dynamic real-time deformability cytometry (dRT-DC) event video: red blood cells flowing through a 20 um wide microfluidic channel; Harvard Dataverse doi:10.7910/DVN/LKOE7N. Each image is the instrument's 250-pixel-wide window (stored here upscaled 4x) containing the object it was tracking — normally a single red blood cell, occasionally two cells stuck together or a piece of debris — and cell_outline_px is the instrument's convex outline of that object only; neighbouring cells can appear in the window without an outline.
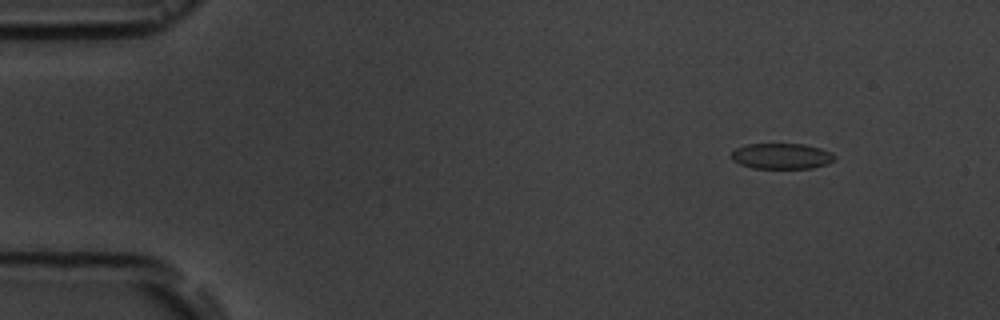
{"species": "common noctule bat (a hibernating species)", "species_latin": "Nyctalus noctula", "temperature_condition": "room temperature", "stored_images_in_passage": 50, "camera_frame_rate_fps": 3000, "um_per_image_px": 0.085, "animal": {"sex": "male", "body_mass_g": 19.5, "forearm_length_mm": 54.6}, "frame": {"image": 1, "passage_image": 1, "time_ms": 0.0, "image_size_px": [1000, 320], "cell_outline_px": [[836, 160], [828, 164], [812, 168], [752, 168], [740, 164], [732, 160], [732, 152], [736, 148], [744, 144], [804, 144], [820, 148], [832, 152], [836, 156]], "centroid_in_image_um": [66.47, 13.27], "position_along_channel_um": 18.5, "area_um2": 15.61}}
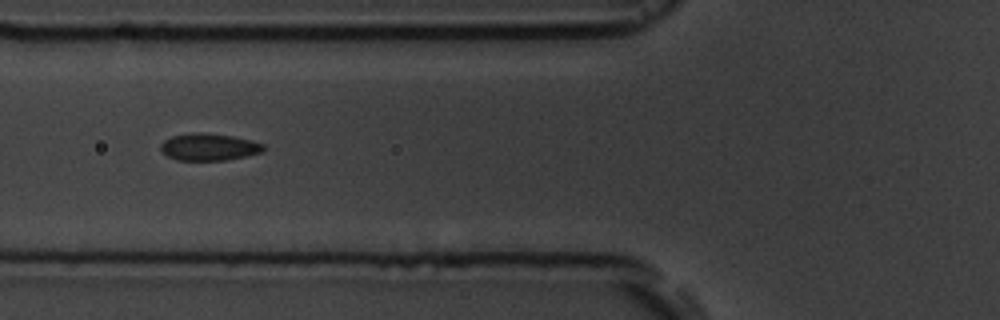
{"frame": {"image": 2, "passage_image": 16, "time_ms": 5.0, "image_size_px": [1000, 320], "cell_outline_px": [[264, 152], [248, 156], [228, 160], [176, 160], [168, 156], [160, 148], [160, 144], [164, 140], [172, 136], [192, 132], [208, 132], [232, 136], [252, 140], [264, 144]], "centroid_in_image_um": [17.79, 12.48], "position_along_channel_um": 108.0, "area_um2": 16.47}}
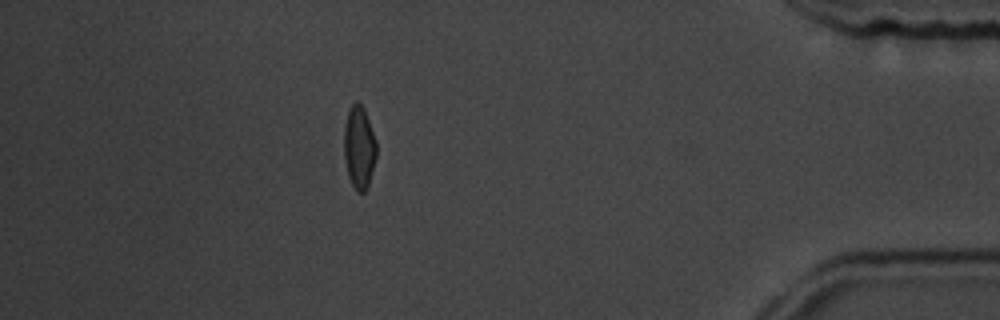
{"frame": {"image": 3, "passage_image": 44, "time_ms": 14.333, "image_size_px": [1000, 320], "cell_outline_px": [[376, 156], [368, 184], [364, 192], [356, 192], [348, 176], [344, 156], [344, 124], [348, 112], [352, 104], [356, 100], [364, 108], [376, 140]], "centroid_in_image_um": [30.51, 12.51], "position_along_channel_um": 404.7, "area_um2": 15.55}, "authors_computed_cell_mechanics": {"area_um2": 15.7216, "velocity_mm_per_s": 3.6777, "shape_relaxation_time_tau1_ms": 2.8074, "shape_relaxation_time_tau2_ms": 0.8832, "deformation_change_tau1": 0.1052, "deformation_change_tau2": 0.0471}}